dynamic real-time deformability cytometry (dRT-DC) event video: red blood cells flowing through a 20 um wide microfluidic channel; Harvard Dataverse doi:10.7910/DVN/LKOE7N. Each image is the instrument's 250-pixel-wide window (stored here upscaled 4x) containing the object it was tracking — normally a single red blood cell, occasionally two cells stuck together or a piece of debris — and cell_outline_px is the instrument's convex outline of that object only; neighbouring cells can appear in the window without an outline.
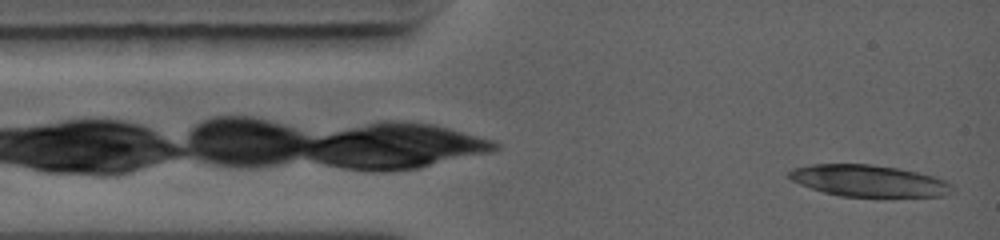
{"species": "common noctule bat (a hibernating species)", "species_latin": "Nyctalus noctula", "temperature_condition": "warm", "stored_images_in_passage": 7, "camera_frame_rate_fps": 5000, "um_per_image_px": 0.085, "animal": {"sex": "female", "body_mass_g": 19.0, "forearm_length_mm": 56.7}, "frame": {"image": 1, "passage_image": 2, "time_ms": 0.2, "image_size_px": [1000, 240], "cell_outline_px": [[956, 192], [944, 196], [840, 196], [824, 192], [800, 184], [792, 180], [788, 176], [788, 172], [792, 168], [808, 164], [868, 164], [896, 168], [916, 172], [932, 176], [944, 180], [952, 184]], "centroid_in_image_um": [73.85, 15.37], "position_along_channel_um": 11.2, "area_um2": 29.94}}